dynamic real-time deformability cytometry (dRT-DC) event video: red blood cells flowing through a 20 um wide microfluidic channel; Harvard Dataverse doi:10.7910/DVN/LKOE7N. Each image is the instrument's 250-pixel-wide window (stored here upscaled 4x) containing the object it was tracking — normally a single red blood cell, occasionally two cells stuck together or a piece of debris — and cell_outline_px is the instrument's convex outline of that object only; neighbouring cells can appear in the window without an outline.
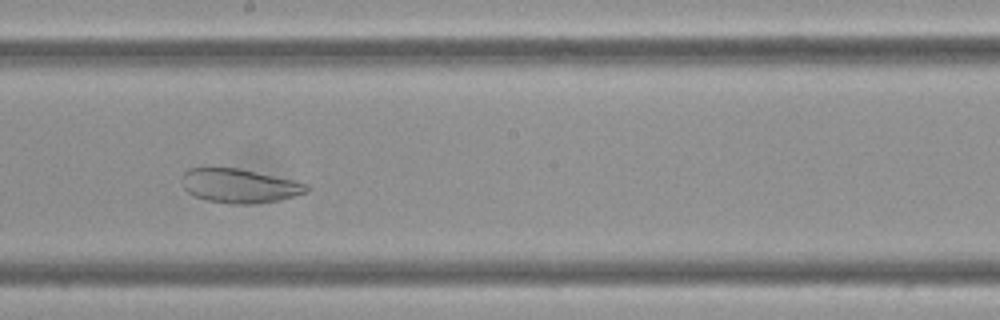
{"species": "Egyptian fruit bat (a non-hibernating species)", "species_latin": "Rousettus aegyptiacus", "temperature_condition": "cold", "stored_images_in_passage": 54, "camera_frame_rate_fps": 3000, "um_per_image_px": 0.085, "frame": {"image": 1, "passage_image": 28, "time_ms": 9.0, "image_size_px": [1000, 320], "cell_outline_px": [[312, 188], [308, 192], [280, 200], [256, 204], [232, 204], [204, 200], [188, 192], [184, 188], [180, 180], [180, 176], [188, 168], [236, 168], [296, 180], [308, 184]], "centroid_in_image_um": [20.37, 15.8], "position_along_channel_um": 227.8, "area_um2": 25.09}}
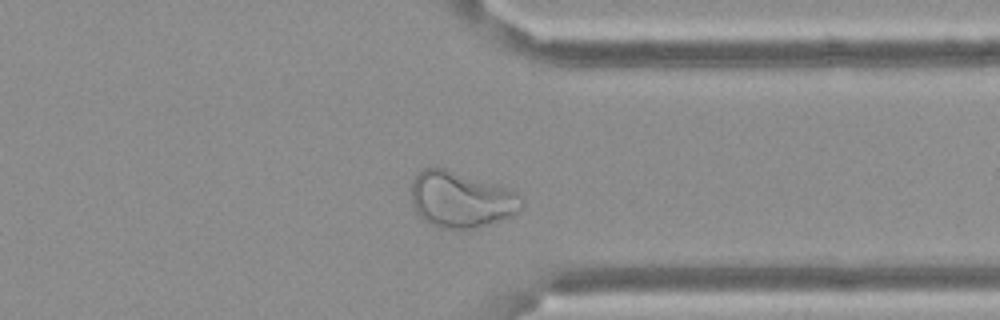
{"frame": {"image": 2, "passage_image": 41, "time_ms": 13.333, "image_size_px": [1000, 320], "cell_outline_px": [[524, 204], [512, 216], [472, 228], [440, 228], [432, 224], [420, 216], [416, 212], [412, 204], [412, 180], [424, 168], [444, 168], [508, 188], [524, 196]], "centroid_in_image_um": [39.2, 16.95], "position_along_channel_um": 372.2, "area_um2": 35.55}}
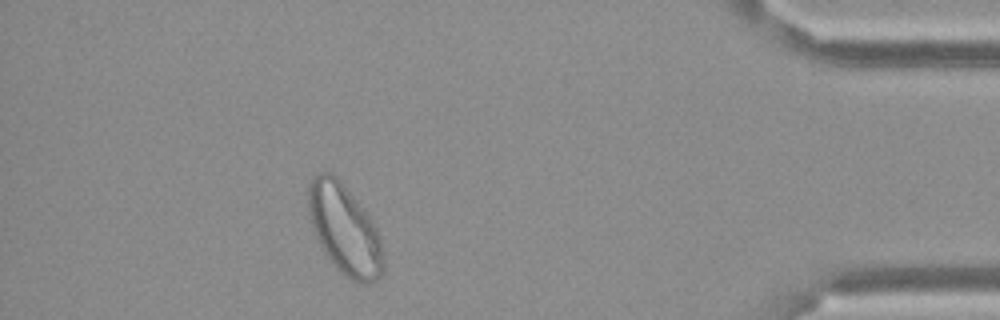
{"frame": {"image": 3, "passage_image": 48, "time_ms": 15.667, "image_size_px": [1000, 320], "cell_outline_px": [[384, 272], [380, 280], [372, 284], [356, 284], [344, 276], [336, 268], [324, 252], [316, 240], [312, 228], [308, 212], [308, 184], [320, 172], [328, 172], [336, 176], [340, 180], [356, 200], [368, 216], [376, 228], [380, 240], [384, 260]], "centroid_in_image_um": [29.29, 19.59], "position_along_channel_um": 405.9, "area_um2": 39.59}}